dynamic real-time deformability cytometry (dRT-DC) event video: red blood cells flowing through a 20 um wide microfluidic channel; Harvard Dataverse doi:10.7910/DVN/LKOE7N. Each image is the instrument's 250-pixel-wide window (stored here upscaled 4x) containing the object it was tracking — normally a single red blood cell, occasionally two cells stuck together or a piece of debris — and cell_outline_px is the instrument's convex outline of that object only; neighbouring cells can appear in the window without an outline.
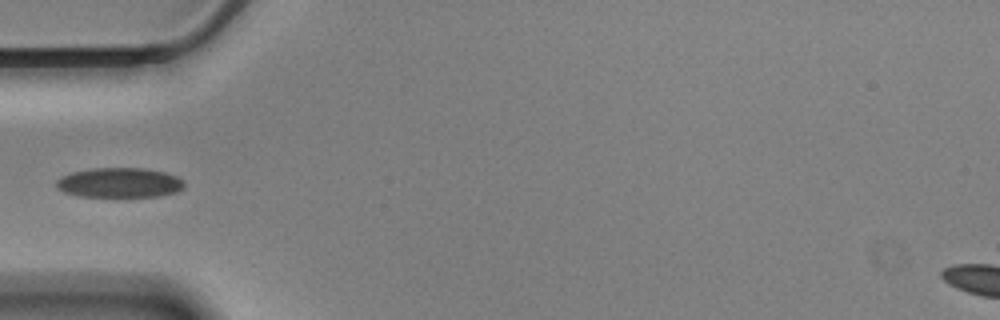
{"species": "Egyptian fruit bat (a non-hibernating species)", "species_latin": "Rousettus aegyptiacus", "temperature_condition": "cold", "stored_images_in_passage": 40, "camera_frame_rate_fps": 3000, "um_per_image_px": 0.085, "animal": {"sex": "male"}, "frame": {"image": 1, "passage_image": 1, "time_ms": 0.0, "image_size_px": [1000, 320], "cell_outline_px": [[184, 188], [176, 192], [160, 196], [80, 196], [64, 192], [56, 188], [56, 180], [60, 176], [72, 172], [96, 168], [144, 168], [164, 172], [176, 176], [184, 180]], "centroid_in_image_um": [10.16, 15.52], "position_along_channel_um": 74.8, "area_um2": 22.2}}
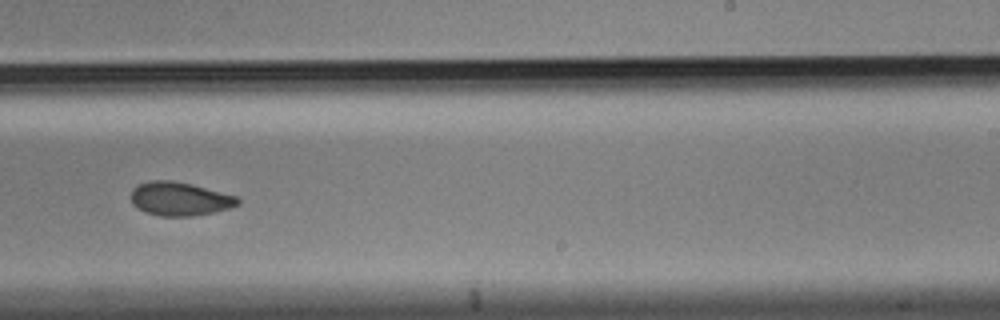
{"frame": {"image": 2, "passage_image": 18, "time_ms": 5.667, "image_size_px": [1000, 320], "cell_outline_px": [[240, 204], [228, 208], [212, 212], [192, 216], [160, 216], [144, 212], [136, 208], [132, 204], [132, 188], [136, 184], [152, 180], [172, 180], [192, 184], [236, 196], [240, 200]], "centroid_in_image_um": [15.23, 16.9], "position_along_channel_um": 273.8, "area_um2": 20.98}}
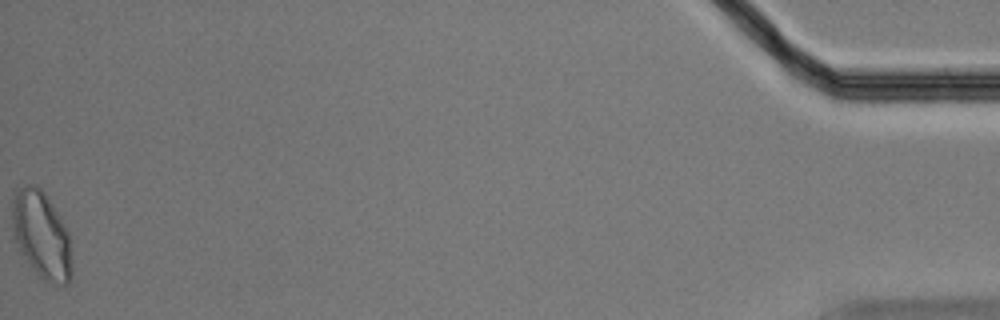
{"frame": {"image": 3, "passage_image": 40, "time_ms": 13.0, "image_size_px": [1000, 320], "cell_outline_px": [[72, 276], [68, 284], [52, 284], [44, 280], [24, 260], [12, 236], [12, 200], [16, 192], [24, 184], [36, 184], [44, 192], [60, 216], [68, 232], [72, 260]], "centroid_in_image_um": [3.52, 19.99], "position_along_channel_um": 431.7, "area_um2": 30.75}}